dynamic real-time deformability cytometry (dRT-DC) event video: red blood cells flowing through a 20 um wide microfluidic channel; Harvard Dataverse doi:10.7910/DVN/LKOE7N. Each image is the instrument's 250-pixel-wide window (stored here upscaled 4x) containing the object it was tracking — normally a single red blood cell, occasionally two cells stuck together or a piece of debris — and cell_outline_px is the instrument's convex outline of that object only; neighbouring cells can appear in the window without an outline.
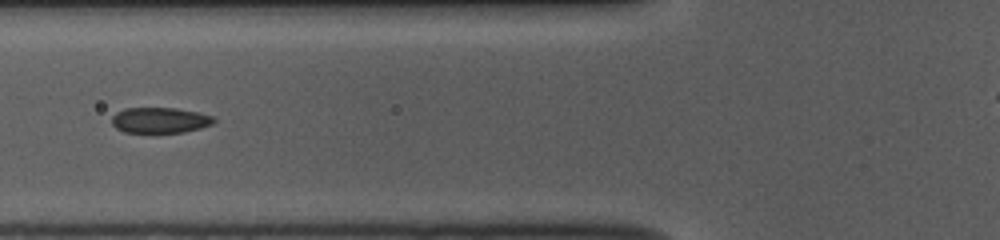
{"species": "common noctule bat (a hibernating species)", "species_latin": "Nyctalus noctula", "temperature_condition": "room temperature", "stored_images_in_passage": 31, "camera_frame_rate_fps": 3000, "um_per_image_px": 0.085, "animal": {"sex": "female", "body_mass_g": 10.0, "forearm_length_mm": 53.1}, "frame": {"image": 1, "passage_image": 9, "time_ms": 2.667, "image_size_px": [1000, 240], "cell_outline_px": [[216, 120], [212, 124], [200, 128], [184, 132], [124, 132], [116, 128], [112, 124], [112, 116], [116, 112], [124, 108], [176, 108], [196, 112], [212, 116]], "centroid_in_image_um": [13.57, 10.21], "position_along_channel_um": 112.2, "area_um2": 15.14}}
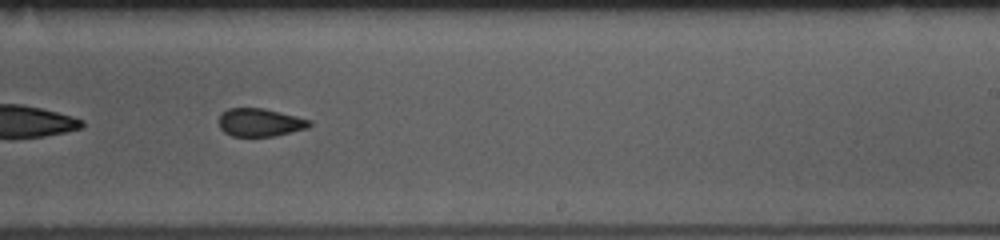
{"frame": {"image": 2, "passage_image": 21, "time_ms": 6.667, "image_size_px": [1000, 240], "cell_outline_px": [[312, 124], [308, 128], [276, 136], [232, 136], [224, 132], [220, 128], [220, 116], [228, 108], [264, 108], [312, 120]], "centroid_in_image_um": [22.14, 10.41], "position_along_channel_um": 266.9, "area_um2": 14.8}, "authors_computed_cell_mechanics": {"area_um2": 15.4904, "velocity_mm_per_s": 3.8661, "shape_relaxation_time_tau1_ms": 6.1437, "shape_relaxation_time_tau2_ms": 1.8496, "deformation_change_tau1": 0.1407, "deformation_change_tau2": 0.0735}}